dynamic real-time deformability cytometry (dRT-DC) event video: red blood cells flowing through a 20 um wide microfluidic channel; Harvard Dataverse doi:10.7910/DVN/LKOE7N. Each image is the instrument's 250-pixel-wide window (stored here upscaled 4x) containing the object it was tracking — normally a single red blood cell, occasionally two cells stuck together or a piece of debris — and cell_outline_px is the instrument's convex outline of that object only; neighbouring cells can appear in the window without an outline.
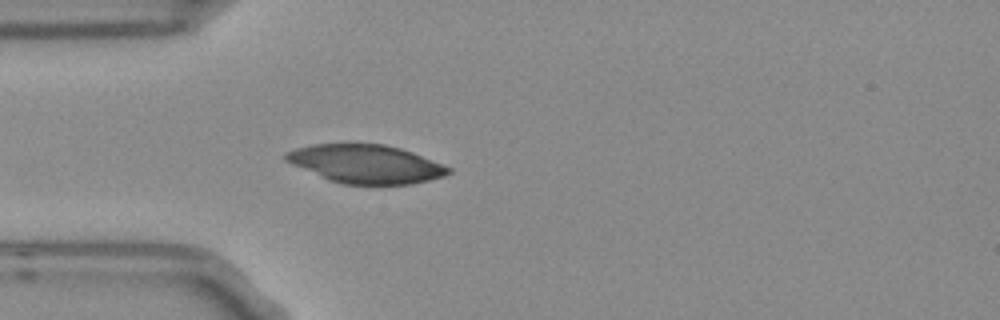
{"species": "Egyptian fruit bat (a non-hibernating species)", "species_latin": "Rousettus aegyptiacus", "temperature_condition": "room temperature", "stored_images_in_passage": 4, "camera_frame_rate_fps": 3000, "um_per_image_px": 0.085, "frame": {"image": 1, "passage_image": 4, "time_ms": 1.0, "image_size_px": [1000, 320], "cell_outline_px": [[452, 172], [444, 176], [428, 180], [408, 184], [344, 184], [332, 180], [292, 164], [284, 160], [284, 152], [296, 148], [312, 144], [384, 144], [400, 148], [412, 152], [452, 168]], "centroid_in_image_um": [31.11, 13.92], "position_along_channel_um": 53.9, "area_um2": 35.95}}